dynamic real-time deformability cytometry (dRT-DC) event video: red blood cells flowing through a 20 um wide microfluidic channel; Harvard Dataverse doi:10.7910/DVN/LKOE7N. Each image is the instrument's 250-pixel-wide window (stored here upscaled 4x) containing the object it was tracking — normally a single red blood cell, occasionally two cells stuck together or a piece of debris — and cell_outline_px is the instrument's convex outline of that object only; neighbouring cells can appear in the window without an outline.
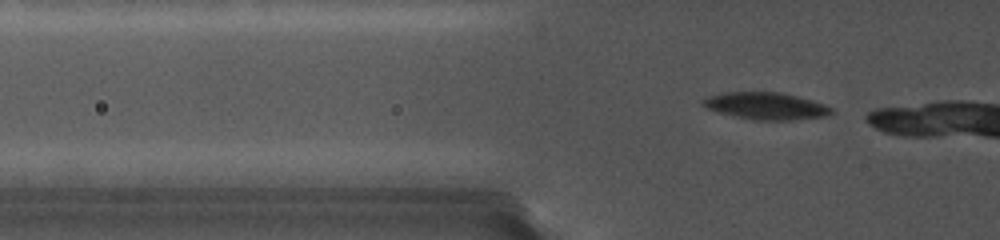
{"species": "common noctule bat (a hibernating species)", "species_latin": "Nyctalus noctula", "temperature_condition": "cold", "stored_images_in_passage": 11, "camera_frame_rate_fps": 5000, "um_per_image_px": 0.085, "animal": {"sex": "female", "body_mass_g": 19.0, "forearm_length_mm": 56.7}, "frame": {"image": 1, "passage_image": 2, "time_ms": 0.2, "image_size_px": [1000, 240], "cell_outline_px": [[832, 112], [824, 116], [792, 120], [752, 120], [720, 112], [708, 108], [700, 104], [708, 96], [728, 92], [780, 92], [824, 104], [832, 108]], "centroid_in_image_um": [65.09, 9.01], "position_along_channel_um": 60.7, "area_um2": 19.83}}